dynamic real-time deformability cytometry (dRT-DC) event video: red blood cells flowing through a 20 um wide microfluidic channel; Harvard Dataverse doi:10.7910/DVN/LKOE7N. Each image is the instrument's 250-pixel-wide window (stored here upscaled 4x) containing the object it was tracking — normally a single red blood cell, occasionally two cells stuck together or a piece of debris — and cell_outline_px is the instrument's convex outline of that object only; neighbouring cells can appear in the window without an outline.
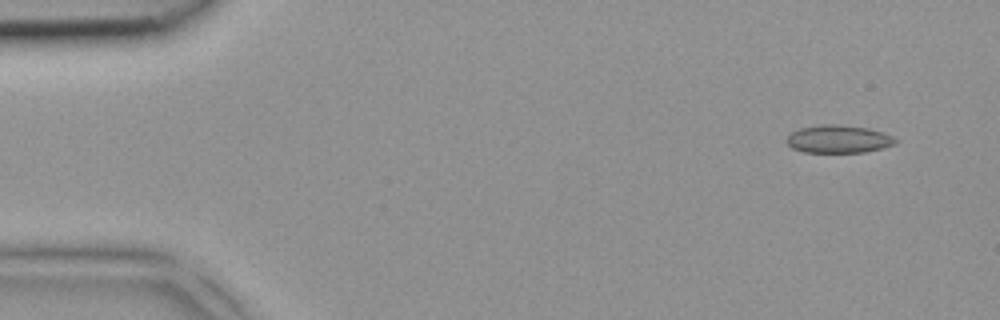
{"species": "common noctule bat (a hibernating species)", "species_latin": "Nyctalus noctula", "temperature_condition": "room temperature", "stored_images_in_passage": 5, "camera_frame_rate_fps": 3000, "um_per_image_px": 0.085, "animal": {"sex": "female", "body_mass_g": 18.4}, "frame": {"image": 1, "passage_image": 1, "time_ms": 0.0, "image_size_px": [1000, 320], "cell_outline_px": [[900, 140], [896, 144], [864, 152], [804, 152], [792, 148], [784, 140], [792, 132], [800, 128], [820, 124], [840, 124], [868, 128], [884, 132]], "centroid_in_image_um": [71.28, 11.81], "position_along_channel_um": 13.7, "area_um2": 17.8}}
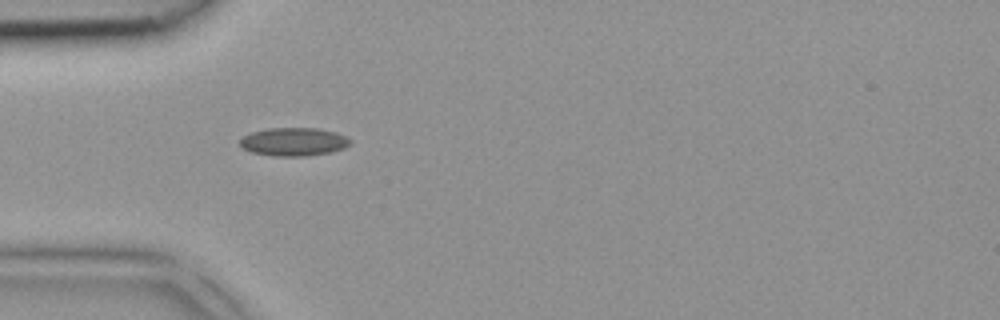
{"frame": {"image": 2, "passage_image": 4, "time_ms": 1.0, "image_size_px": [1000, 320], "cell_outline_px": [[352, 144], [344, 148], [332, 152], [304, 156], [272, 156], [252, 152], [244, 148], [240, 144], [240, 140], [244, 136], [252, 132], [268, 128], [316, 128], [336, 132], [352, 140]], "centroid_in_image_um": [25.0, 12.05], "position_along_channel_um": 60.0, "area_um2": 18.15}}